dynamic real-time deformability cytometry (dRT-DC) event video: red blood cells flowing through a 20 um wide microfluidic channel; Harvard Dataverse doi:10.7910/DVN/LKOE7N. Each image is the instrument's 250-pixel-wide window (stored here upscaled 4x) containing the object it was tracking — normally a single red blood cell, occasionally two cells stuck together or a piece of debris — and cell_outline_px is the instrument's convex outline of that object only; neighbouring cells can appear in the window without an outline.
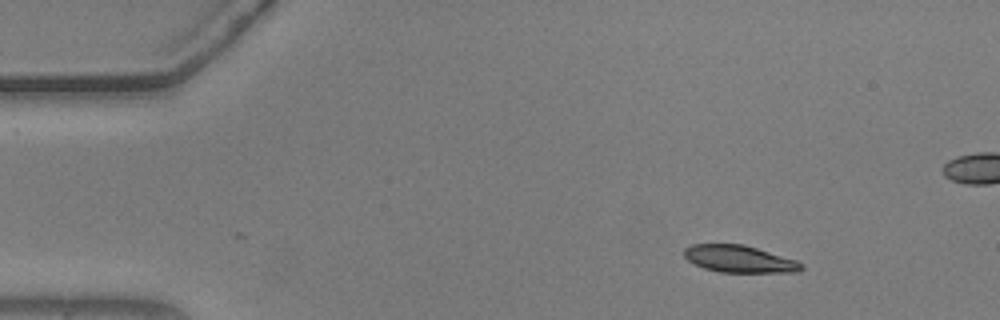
{"species": "common noctule bat (a hibernating species)", "species_latin": "Nyctalus noctula", "temperature_condition": "warm", "stored_images_in_passage": 50, "camera_frame_rate_fps": 3000, "um_per_image_px": 0.085, "animal": {"sex": "male", "body_mass_g": 20.5, "forearm_length_mm": 52.5}, "frame": {"image": 1, "passage_image": 1, "time_ms": 0.0, "image_size_px": [1000, 320], "cell_outline_px": [[804, 268], [796, 272], [720, 272], [704, 268], [688, 260], [684, 256], [684, 248], [692, 244], [744, 244], [796, 260], [804, 264]], "centroid_in_image_um": [62.85, 22.01], "position_along_channel_um": 22.2, "area_um2": 18.44}}
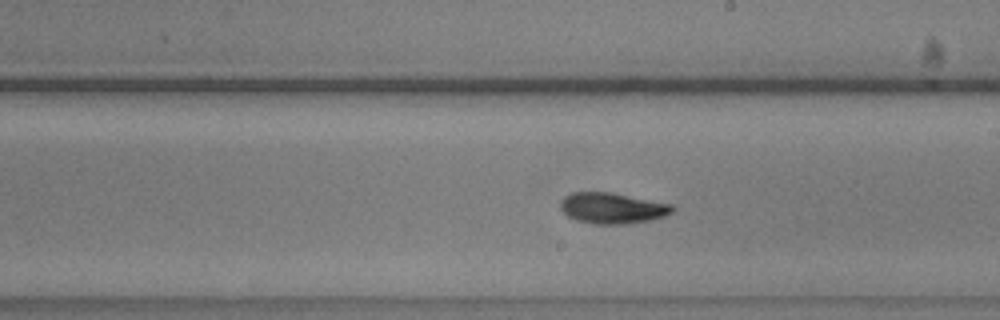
{"frame": {"image": 2, "passage_image": 25, "time_ms": 8.0, "image_size_px": [1000, 320], "cell_outline_px": [[676, 208], [672, 212], [664, 216], [652, 220], [624, 224], [592, 224], [576, 220], [568, 216], [560, 208], [560, 200], [564, 196], [572, 192], [612, 192], [672, 204]], "centroid_in_image_um": [52.05, 17.69], "position_along_channel_um": 237.0, "area_um2": 20.35}}
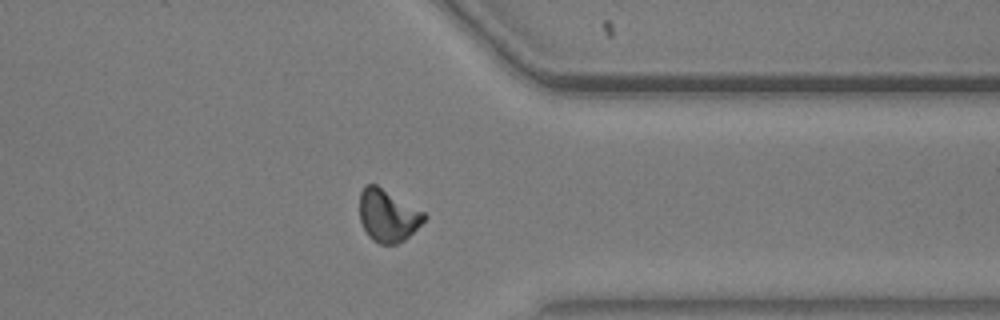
{"frame": {"image": 3, "passage_image": 37, "time_ms": 12.0, "image_size_px": [1000, 320], "cell_outline_px": [[428, 216], [404, 240], [396, 244], [380, 244], [372, 240], [368, 236], [360, 220], [360, 192], [364, 184], [376, 184], [424, 212]], "centroid_in_image_um": [32.94, 18.31], "position_along_channel_um": 378.5, "area_um2": 19.54}, "authors_computed_cell_mechanics": {"area_um2": 19.5075, "velocity_mm_per_s": 3.6884, "shape_relaxation_time_tau1_ms": 3.2245, "shape_relaxation_time_tau2_ms": 2.6302, "deformation_change_tau1": 0.1549, "deformation_change_tau2": 0.0804}}